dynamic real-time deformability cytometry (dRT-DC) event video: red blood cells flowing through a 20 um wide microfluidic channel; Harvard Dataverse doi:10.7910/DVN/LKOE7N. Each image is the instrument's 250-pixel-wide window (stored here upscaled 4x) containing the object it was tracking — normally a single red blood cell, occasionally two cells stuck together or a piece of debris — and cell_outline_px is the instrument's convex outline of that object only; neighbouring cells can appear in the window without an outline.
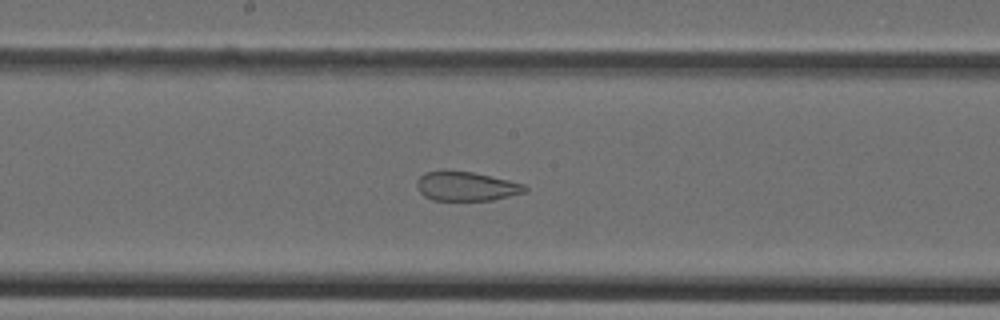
{"species": "Egyptian fruit bat (a non-hibernating species)", "species_latin": "Rousettus aegyptiacus", "temperature_condition": "cold", "stored_images_in_passage": 39, "camera_frame_rate_fps": 3000, "um_per_image_px": 0.085, "animal": {"sex": "female"}, "frame": {"image": 1, "passage_image": 18, "time_ms": 5.667, "image_size_px": [1000, 320], "cell_outline_px": [[528, 188], [524, 192], [492, 200], [432, 200], [424, 196], [416, 188], [416, 180], [424, 172], [472, 172], [508, 180], [524, 184]], "centroid_in_image_um": [39.6, 15.85], "position_along_channel_um": 208.6, "area_um2": 18.03}}
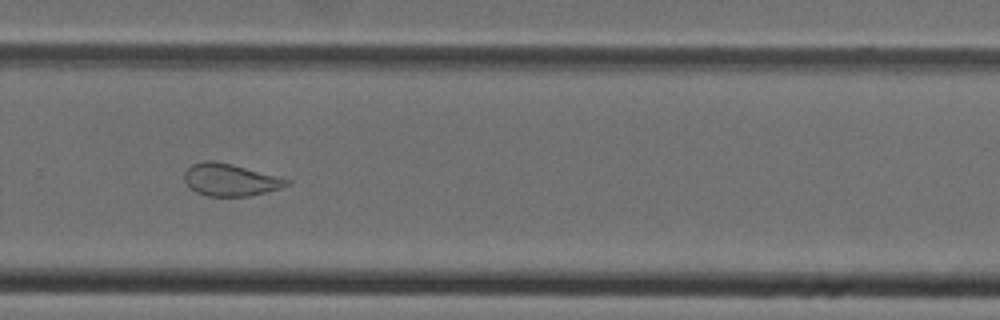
{"frame": {"image": 2, "passage_image": 25, "time_ms": 8.0, "image_size_px": [1000, 320], "cell_outline_px": [[292, 184], [280, 188], [248, 196], [208, 196], [196, 192], [184, 180], [184, 172], [192, 164], [204, 160], [212, 160], [232, 164], [292, 180]], "centroid_in_image_um": [19.58, 15.28], "position_along_channel_um": 310.2, "area_um2": 19.13}}
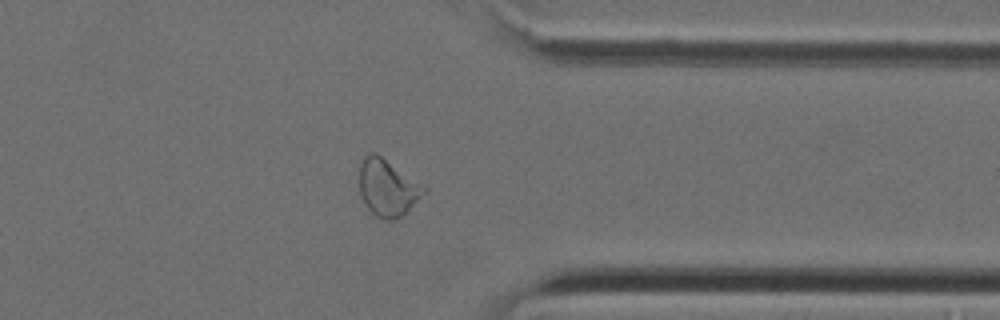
{"frame": {"image": 3, "passage_image": 30, "time_ms": 9.667, "image_size_px": [1000, 320], "cell_outline_px": [[428, 192], [400, 216], [392, 220], [384, 220], [376, 216], [364, 204], [360, 196], [360, 164], [364, 156], [368, 152], [376, 152], [428, 188]], "centroid_in_image_um": [32.94, 15.94], "position_along_channel_um": 378.5, "area_um2": 21.44}}